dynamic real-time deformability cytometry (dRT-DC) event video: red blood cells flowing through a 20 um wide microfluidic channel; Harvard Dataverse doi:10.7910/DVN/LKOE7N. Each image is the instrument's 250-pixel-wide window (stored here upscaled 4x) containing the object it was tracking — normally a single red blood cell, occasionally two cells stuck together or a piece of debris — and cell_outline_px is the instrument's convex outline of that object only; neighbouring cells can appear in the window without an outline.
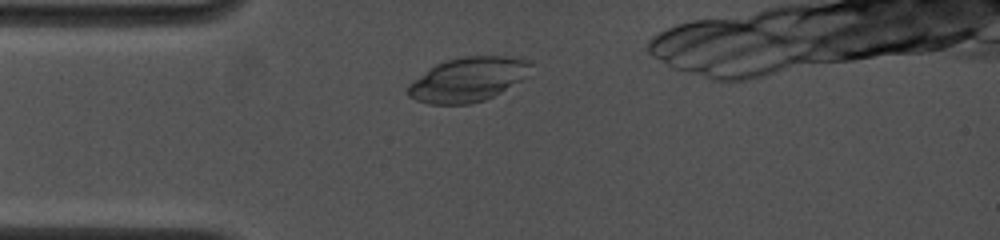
{"species": "common noctule bat (a hibernating species)", "species_latin": "Nyctalus noctula", "temperature_condition": "cold", "stored_images_in_passage": 2, "camera_frame_rate_fps": 4500, "um_per_image_px": 0.085, "animal": {"sex": "female", "body_mass_g": 19.0, "forearm_length_mm": 53.3}, "frame": {"image": 1, "passage_image": 1, "time_ms": 0.0, "image_size_px": [1000, 240], "cell_outline_px": [[532, 64], [520, 80], [500, 92], [484, 100], [468, 104], [428, 104], [416, 100], [408, 96], [408, 84], [436, 64], [460, 56], [516, 56], [528, 60]], "centroid_in_image_um": [39.74, 6.74], "position_along_channel_um": 45.3, "area_um2": 31.27}}